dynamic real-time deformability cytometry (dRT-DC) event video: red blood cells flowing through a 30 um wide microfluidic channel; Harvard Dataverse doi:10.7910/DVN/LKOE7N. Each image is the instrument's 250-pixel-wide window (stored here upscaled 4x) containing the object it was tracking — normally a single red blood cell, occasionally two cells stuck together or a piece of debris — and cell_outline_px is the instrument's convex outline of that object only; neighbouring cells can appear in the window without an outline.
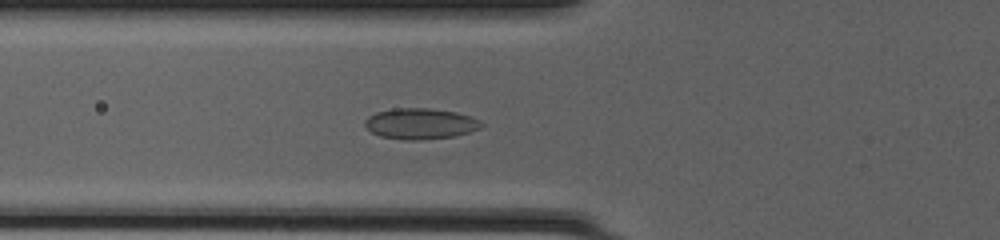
{"species": "common noctule bat (a hibernating species)", "species_latin": "Nyctalus noctula", "temperature_condition": "cold", "stored_images_in_passage": 50, "camera_frame_rate_fps": 3000, "um_per_image_px": 0.085, "animal": {"sex": "female", "body_mass_g": 20.0, "forearm_length_mm": 54.0}, "frame": {"image": 1, "passage_image": 20, "time_ms": 6.333, "image_size_px": [1000, 240], "cell_outline_px": [[484, 124], [480, 128], [456, 136], [420, 140], [404, 140], [380, 136], [372, 132], [364, 124], [364, 120], [368, 116], [376, 112], [392, 108], [428, 108], [456, 112], [472, 116], [480, 120]], "centroid_in_image_um": [35.74, 10.51], "position_along_channel_um": 90.1, "area_um2": 21.1}}
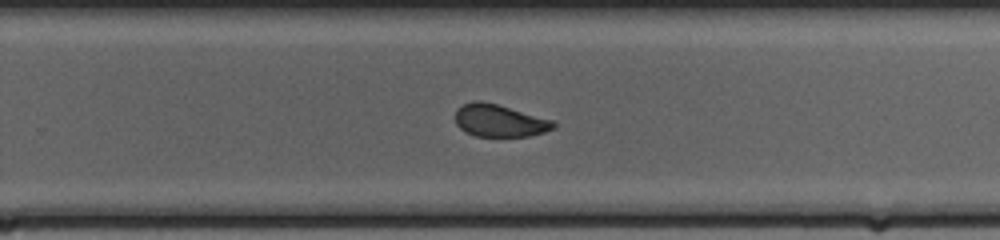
{"frame": {"image": 2, "passage_image": 34, "time_ms": 11.0, "image_size_px": [1000, 240], "cell_outline_px": [[556, 124], [552, 128], [544, 132], [528, 136], [476, 136], [464, 132], [456, 124], [456, 108], [472, 100], [480, 100], [496, 104], [552, 120]], "centroid_in_image_um": [42.4, 10.25], "position_along_channel_um": 287.4, "area_um2": 18.32}}
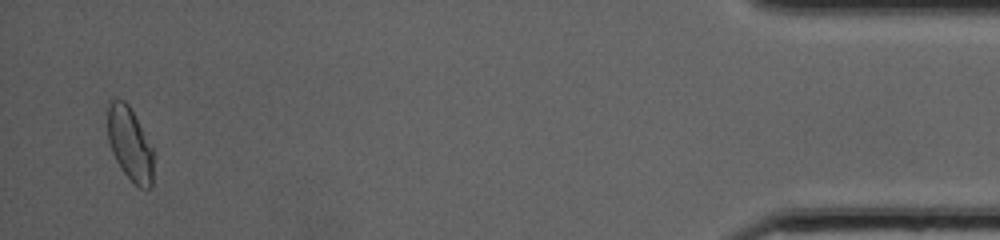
{"frame": {"image": 3, "passage_image": 49, "time_ms": 16.0, "image_size_px": [1000, 240], "cell_outline_px": [[156, 152], [152, 188], [140, 188], [124, 172], [116, 160], [112, 152], [108, 140], [108, 104], [112, 100], [124, 100], [128, 104], [152, 144]], "centroid_in_image_um": [11.11, 12.27], "position_along_channel_um": 424.1, "area_um2": 20.0}, "authors_computed_cell_mechanics": {"area_um2": 20.2011, "velocity_mm_per_s": 4.227, "shape_relaxation_time_tau1_ms": null, "shape_relaxation_time_tau2_ms": 0.8042, "deformation_change_tau1": null, "deformation_change_tau2": 0.0533}}